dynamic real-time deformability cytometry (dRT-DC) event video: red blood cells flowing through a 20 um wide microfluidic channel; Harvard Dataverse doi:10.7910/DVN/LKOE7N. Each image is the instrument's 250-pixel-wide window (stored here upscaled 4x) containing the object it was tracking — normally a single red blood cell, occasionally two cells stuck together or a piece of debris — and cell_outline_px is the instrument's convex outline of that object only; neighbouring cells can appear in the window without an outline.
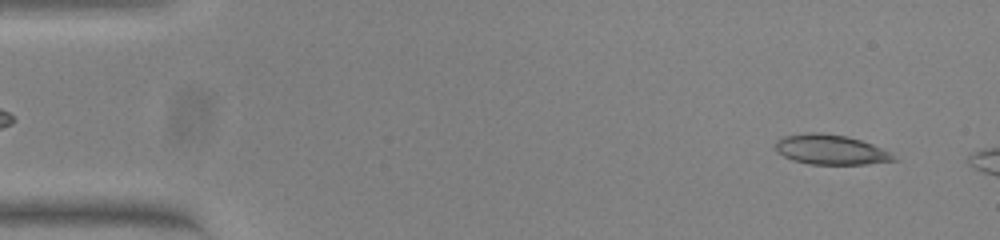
{"species": "common noctule bat (a hibernating species)", "species_latin": "Nyctalus noctula", "temperature_condition": "warm", "stored_images_in_passage": 49, "camera_frame_rate_fps": 3000, "um_per_image_px": 0.085, "animal": {"sex": "female", "body_mass_g": 23.0, "forearm_length_mm": 53.4}, "frame": {"image": 1, "passage_image": 3, "time_ms": 0.667, "image_size_px": [1000, 240], "cell_outline_px": [[900, 160], [868, 164], [808, 164], [792, 160], [776, 152], [776, 140], [784, 136], [812, 132], [816, 132], [848, 136], [872, 144], [888, 152]], "centroid_in_image_um": [70.59, 12.72], "position_along_channel_um": 14.4, "area_um2": 20.52}}
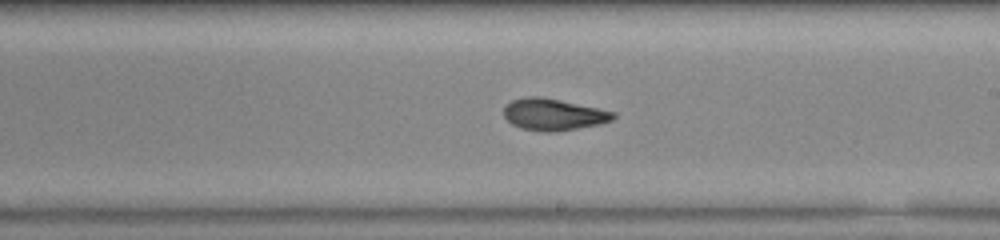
{"frame": {"image": 2, "passage_image": 30, "time_ms": 9.667, "image_size_px": [1000, 240], "cell_outline_px": [[616, 116], [612, 120], [600, 124], [556, 132], [544, 132], [520, 128], [512, 124], [504, 116], [504, 108], [512, 100], [528, 96], [536, 96], [560, 100], [616, 112]], "centroid_in_image_um": [47.05, 9.74], "position_along_channel_um": 242.0, "area_um2": 20.11}}
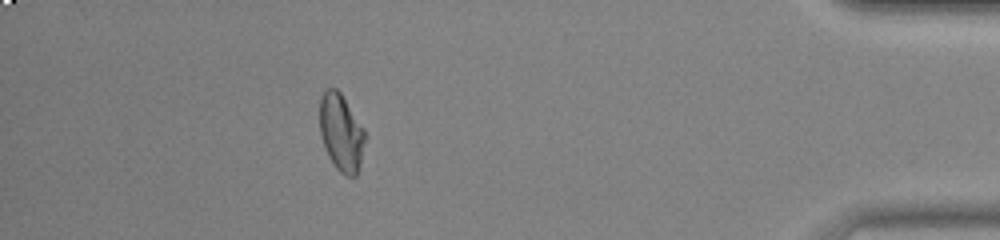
{"frame": {"image": 3, "passage_image": 47, "time_ms": 15.333, "image_size_px": [1000, 240], "cell_outline_px": [[364, 140], [360, 164], [356, 176], [344, 176], [336, 168], [328, 156], [320, 132], [320, 96], [328, 88], [336, 88], [340, 92], [364, 128]], "centroid_in_image_um": [28.99, 11.26], "position_along_channel_um": 406.2, "area_um2": 20.11}, "authors_computed_cell_mechanics": {"area_um2": 20.3456, "velocity_mm_per_s": 3.8119, "shape_relaxation_time_tau1_ms": 8.9439, "shape_relaxation_time_tau2_ms": 1.9627, "deformation_change_tau1": 0.267, "deformation_change_tau2": 0.0812}}